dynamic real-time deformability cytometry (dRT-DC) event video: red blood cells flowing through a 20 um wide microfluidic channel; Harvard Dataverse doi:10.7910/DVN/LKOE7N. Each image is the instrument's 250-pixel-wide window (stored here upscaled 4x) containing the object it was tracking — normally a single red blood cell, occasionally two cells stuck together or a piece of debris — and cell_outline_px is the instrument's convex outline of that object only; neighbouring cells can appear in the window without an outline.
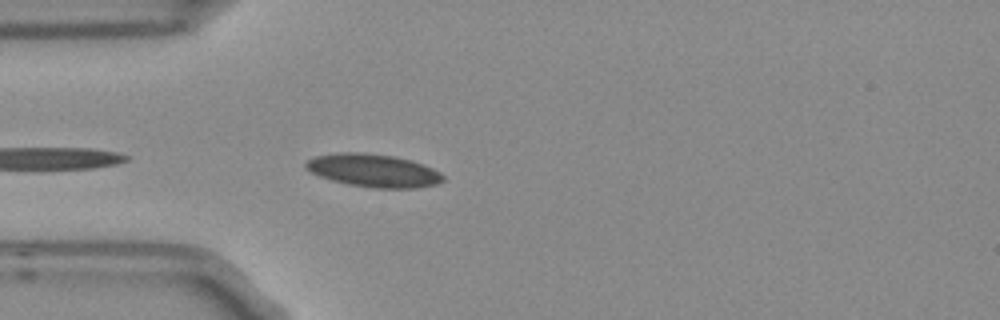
{"species": "Egyptian fruit bat (a non-hibernating species)", "species_latin": "Rousettus aegyptiacus", "temperature_condition": "room temperature", "stored_images_in_passage": 3, "camera_frame_rate_fps": 3000, "um_per_image_px": 0.085, "frame": {"image": 1, "passage_image": 3, "time_ms": 0.667, "image_size_px": [1000, 320], "cell_outline_px": [[444, 180], [436, 184], [416, 188], [376, 188], [348, 184], [332, 180], [320, 176], [304, 168], [304, 164], [308, 160], [316, 156], [340, 152], [360, 152], [392, 156], [412, 160], [424, 164], [440, 172], [444, 176]], "centroid_in_image_um": [31.76, 14.49], "position_along_channel_um": 53.2, "area_um2": 26.3}}